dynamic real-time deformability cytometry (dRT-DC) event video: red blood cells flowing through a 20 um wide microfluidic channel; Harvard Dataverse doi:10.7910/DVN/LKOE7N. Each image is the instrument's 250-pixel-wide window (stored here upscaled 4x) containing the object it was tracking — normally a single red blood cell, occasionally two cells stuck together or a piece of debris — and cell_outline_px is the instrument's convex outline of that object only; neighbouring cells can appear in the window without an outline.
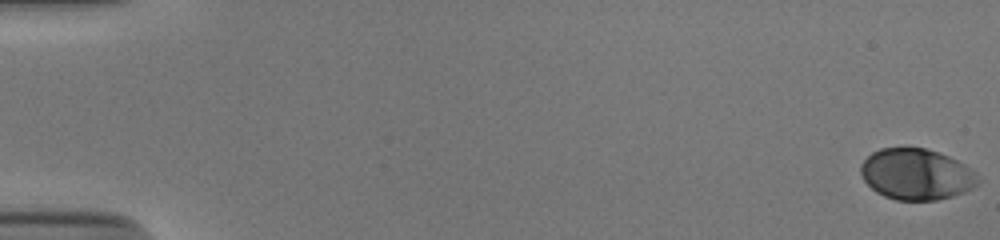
{"species": "human", "species_latin": "Homo sapiens", "temperature_condition": "cold", "stored_images_in_passage": 54, "camera_frame_rate_fps": 3000, "um_per_image_px": 0.085, "donor": {"sex": "male"}, "frame": {"image": 1, "passage_image": 1, "time_ms": 0.0, "image_size_px": [1000, 240], "cell_outline_px": [[980, 180], [972, 188], [964, 192], [952, 196], [936, 200], [896, 200], [884, 196], [876, 192], [864, 180], [860, 172], [860, 164], [872, 152], [880, 148], [904, 144], [924, 148], [948, 156], [964, 164]], "centroid_in_image_um": [77.83, 14.78], "position_along_channel_um": 7.2, "area_um2": 35.2}}
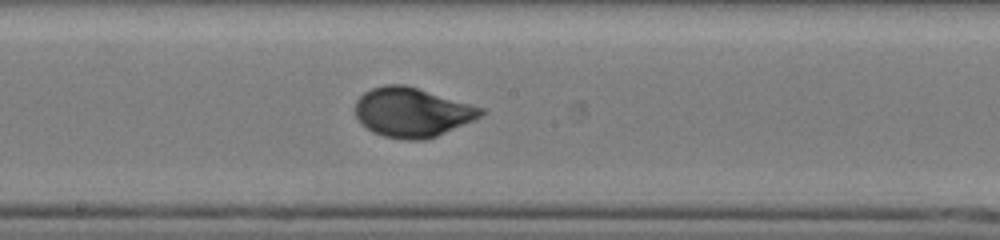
{"frame": {"image": 2, "passage_image": 31, "time_ms": 10.0, "image_size_px": [1000, 240], "cell_outline_px": [[484, 112], [480, 116], [472, 120], [436, 136], [424, 140], [404, 140], [384, 136], [372, 132], [360, 124], [356, 116], [356, 100], [364, 92], [372, 88], [388, 84], [404, 84], [484, 108]], "centroid_in_image_um": [34.98, 9.55], "position_along_channel_um": 213.2, "area_um2": 35.84}}
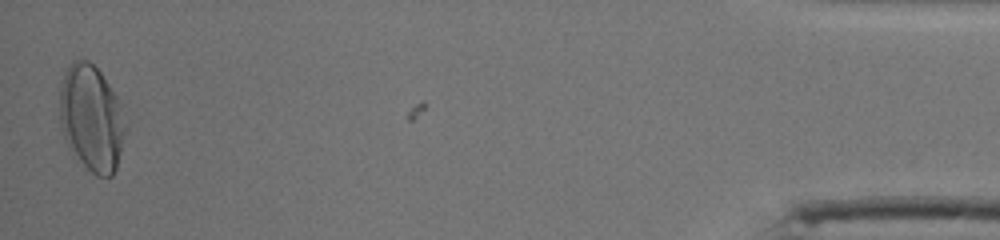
{"frame": {"image": 3, "passage_image": 54, "time_ms": 17.667, "image_size_px": [1000, 240], "cell_outline_px": [[128, 128], [116, 168], [112, 176], [96, 176], [72, 156], [68, 148], [60, 124], [60, 88], [64, 76], [72, 60], [88, 60], [100, 72], [116, 96], [128, 124]], "centroid_in_image_um": [7.79, 10.1], "position_along_channel_um": 427.4, "area_um2": 40.98}, "authors_computed_cell_mechanics": {"area_um2": 35.1424, "velocity_mm_per_s": 3.856, "shape_relaxation_time_tau1_ms": 2.4981, "shape_relaxation_time_tau2_ms": null, "deformation_change_tau1": 0.1341, "deformation_change_tau2": null}}